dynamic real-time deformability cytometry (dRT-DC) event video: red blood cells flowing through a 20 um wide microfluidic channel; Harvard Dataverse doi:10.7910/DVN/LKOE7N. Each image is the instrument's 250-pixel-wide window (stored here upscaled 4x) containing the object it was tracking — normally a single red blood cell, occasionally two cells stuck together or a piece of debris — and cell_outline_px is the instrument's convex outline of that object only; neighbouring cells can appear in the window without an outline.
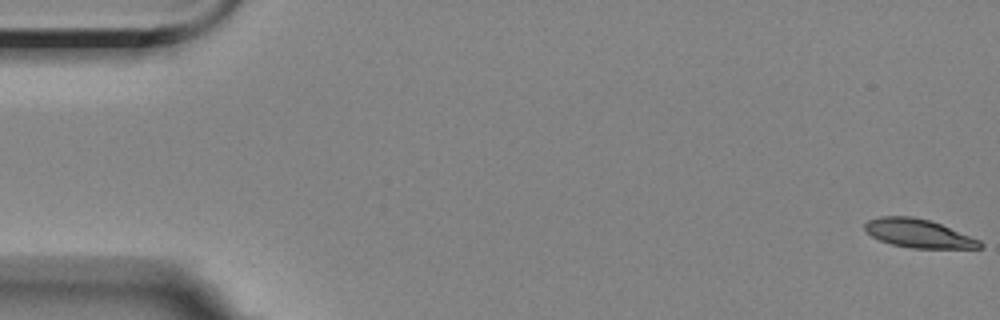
{"species": "Egyptian fruit bat (a non-hibernating species)", "species_latin": "Rousettus aegyptiacus", "temperature_condition": "room temperature", "stored_images_in_passage": 6, "camera_frame_rate_fps": 3000, "um_per_image_px": 0.085, "animal": {"sex": "female"}, "frame": {"image": 1, "passage_image": 1, "time_ms": 0.0, "image_size_px": [1000, 320], "cell_outline_px": [[984, 248], [912, 248], [892, 244], [880, 240], [872, 236], [864, 228], [864, 224], [868, 220], [880, 216], [912, 216], [928, 220], [940, 224], [980, 240], [984, 244]], "centroid_in_image_um": [78.07, 19.84], "position_along_channel_um": 6.9, "area_um2": 18.96}}